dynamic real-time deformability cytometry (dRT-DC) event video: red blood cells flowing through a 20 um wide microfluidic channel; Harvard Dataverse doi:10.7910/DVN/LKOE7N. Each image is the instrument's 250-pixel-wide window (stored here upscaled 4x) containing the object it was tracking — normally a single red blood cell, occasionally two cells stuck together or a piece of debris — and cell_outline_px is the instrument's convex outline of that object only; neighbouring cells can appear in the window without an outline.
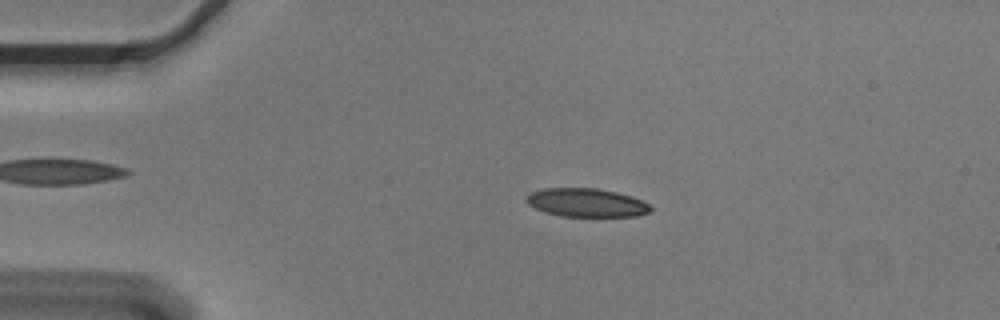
{"species": "Egyptian fruit bat (a non-hibernating species)", "species_latin": "Rousettus aegyptiacus", "temperature_condition": "cold", "stored_images_in_passage": 54, "camera_frame_rate_fps": 3000, "um_per_image_px": 0.085, "animal": {"sex": "male"}, "frame": {"image": 1, "passage_image": 11, "time_ms": 3.333, "image_size_px": [1000, 320], "cell_outline_px": [[652, 208], [648, 212], [636, 216], [560, 216], [544, 212], [528, 204], [524, 200], [524, 196], [528, 192], [544, 188], [596, 188], [616, 192], [632, 196], [648, 204]], "centroid_in_image_um": [49.77, 17.21], "position_along_channel_um": 35.2, "area_um2": 20.69}}
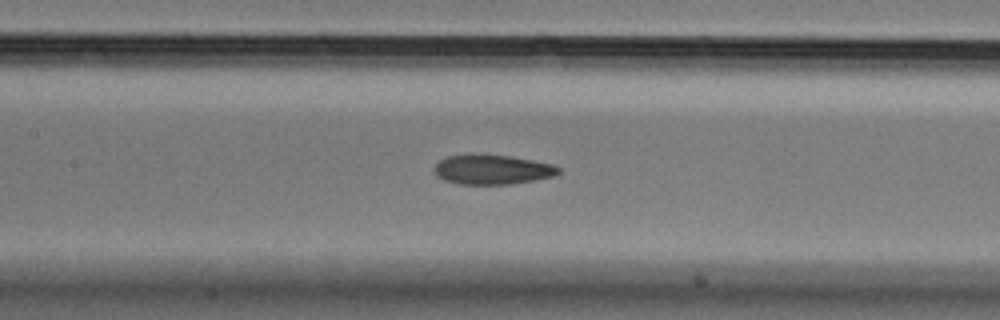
{"frame": {"image": 2, "passage_image": 25, "time_ms": 8.0, "image_size_px": [1000, 320], "cell_outline_px": [[560, 172], [552, 176], [536, 180], [512, 184], [460, 184], [444, 180], [436, 176], [436, 164], [440, 160], [448, 156], [512, 156], [552, 164], [560, 168]], "centroid_in_image_um": [41.89, 14.44], "position_along_channel_um": 165.5, "area_um2": 20.87}}
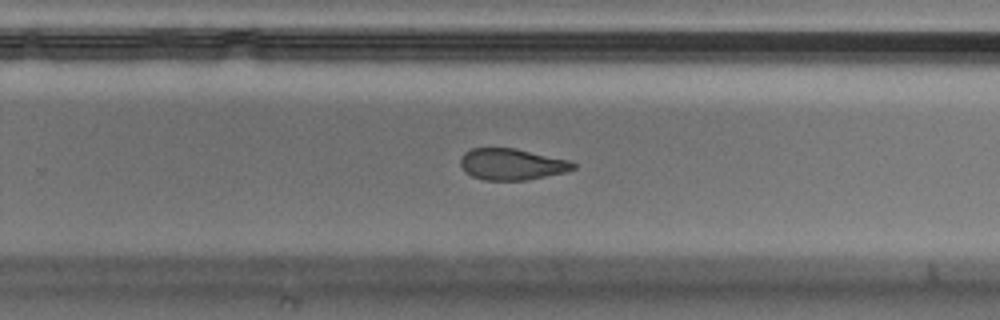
{"frame": {"image": 3, "passage_image": 35, "time_ms": 11.333, "image_size_px": [1000, 320], "cell_outline_px": [[576, 168], [568, 172], [524, 180], [484, 180], [472, 176], [460, 164], [460, 160], [464, 152], [472, 148], [516, 148], [568, 160], [576, 164]], "centroid_in_image_um": [43.53, 13.96], "position_along_channel_um": 286.3, "area_um2": 20.52}, "authors_computed_cell_mechanics": {"area_um2": 21.964, "velocity_mm_per_s": 3.6412, "shape_relaxation_time_tau1_ms": 8.1313, "shape_relaxation_time_tau2_ms": 4.0418, "deformation_change_tau1": 0.1822, "deformation_change_tau2": 0.1115}}